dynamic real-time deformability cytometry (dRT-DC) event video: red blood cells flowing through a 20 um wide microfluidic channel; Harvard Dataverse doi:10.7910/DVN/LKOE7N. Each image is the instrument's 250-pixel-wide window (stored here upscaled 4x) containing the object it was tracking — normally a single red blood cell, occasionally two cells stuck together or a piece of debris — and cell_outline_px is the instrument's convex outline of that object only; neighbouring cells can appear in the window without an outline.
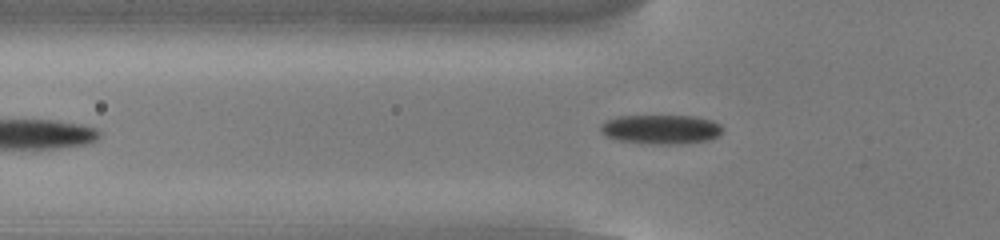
{"species": "common noctule bat (a hibernating species)", "species_latin": "Nyctalus noctula", "temperature_condition": "cold", "stored_images_in_passage": 36, "camera_frame_rate_fps": 3000, "um_per_image_px": 0.085, "animal": {"sex": "male", "body_mass_g": 13.0, "forearm_length_mm": 53.1}, "frame": {"image": 1, "passage_image": 3, "time_ms": 0.667, "image_size_px": [1000, 240], "cell_outline_px": [[724, 128], [716, 136], [708, 140], [680, 144], [640, 144], [616, 140], [604, 136], [600, 128], [600, 124], [616, 116], [696, 116], [712, 120], [720, 124]], "centroid_in_image_um": [56.14, 11.0], "position_along_channel_um": 69.7, "area_um2": 21.1}}
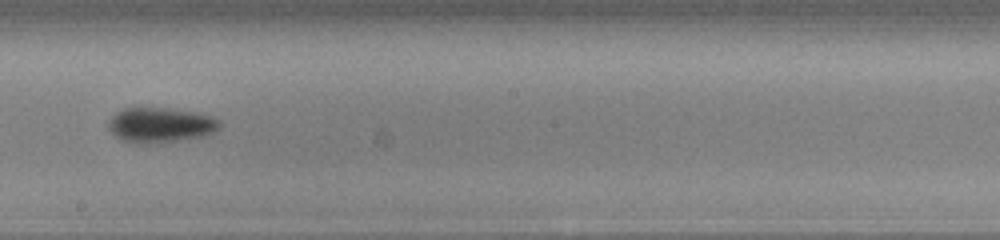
{"frame": {"image": 2, "passage_image": 16, "time_ms": 5.0, "image_size_px": [1000, 240], "cell_outline_px": [[224, 124], [216, 132], [204, 136], [148, 144], [136, 144], [124, 140], [116, 136], [108, 128], [108, 120], [116, 112], [124, 108], [164, 108], [196, 112], [212, 116], [220, 120]], "centroid_in_image_um": [13.68, 10.62], "position_along_channel_um": 234.5, "area_um2": 22.83}}
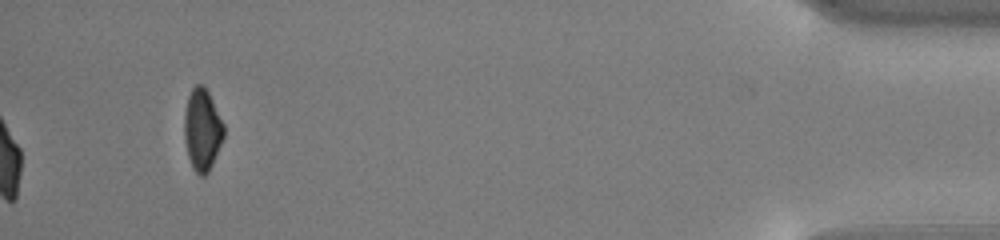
{"frame": {"image": 3, "passage_image": 36, "time_ms": 11.667, "image_size_px": [1000, 240], "cell_outline_px": [[224, 136], [212, 164], [208, 172], [204, 176], [200, 176], [192, 168], [188, 156], [184, 136], [184, 112], [188, 96], [192, 88], [196, 84], [204, 84], [224, 124]], "centroid_in_image_um": [17.18, 11.01], "position_along_channel_um": 418.0, "area_um2": 18.79}, "authors_computed_cell_mechanics": {"area_um2": 21.1548, "velocity_mm_per_s": 3.8164, "shape_relaxation_time_tau1_ms": 2.8897, "shape_relaxation_time_tau2_ms": null, "deformation_change_tau1": 0.095, "deformation_change_tau2": null}}